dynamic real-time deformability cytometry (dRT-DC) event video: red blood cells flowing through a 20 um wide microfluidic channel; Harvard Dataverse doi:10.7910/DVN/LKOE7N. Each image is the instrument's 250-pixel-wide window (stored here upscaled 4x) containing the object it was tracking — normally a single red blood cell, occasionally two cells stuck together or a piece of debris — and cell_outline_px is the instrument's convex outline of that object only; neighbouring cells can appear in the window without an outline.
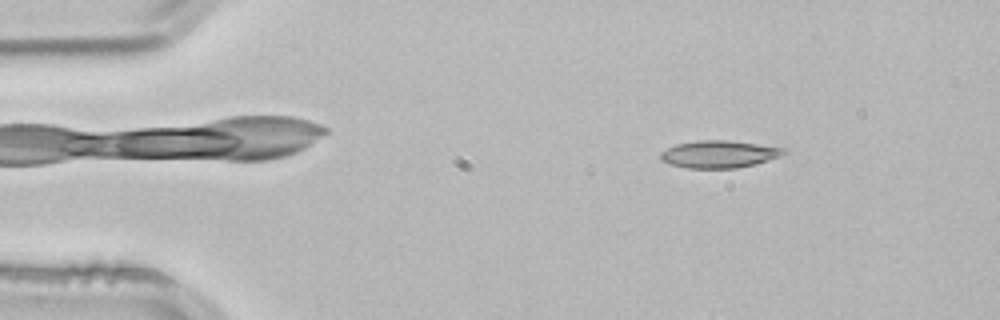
{"species": "common noctule bat (a hibernating species)", "species_latin": "Nyctalus noctula", "temperature_condition": "room temperature", "stored_images_in_passage": 53, "camera_frame_rate_fps": 3000, "um_per_image_px": 0.085, "animal": {"sex": "male", "body_mass_g": 21.5, "forearm_length_mm": 52.0}, "frame": {"image": 1, "passage_image": 7, "time_ms": 2.0, "image_size_px": [1000, 320], "cell_outline_px": [[788, 152], [768, 160], [756, 164], [736, 168], [688, 168], [668, 164], [660, 160], [660, 152], [676, 144], [700, 140], [728, 140], [784, 148]], "centroid_in_image_um": [61.08, 13.11], "position_along_channel_um": 23.9, "area_um2": 19.54}}
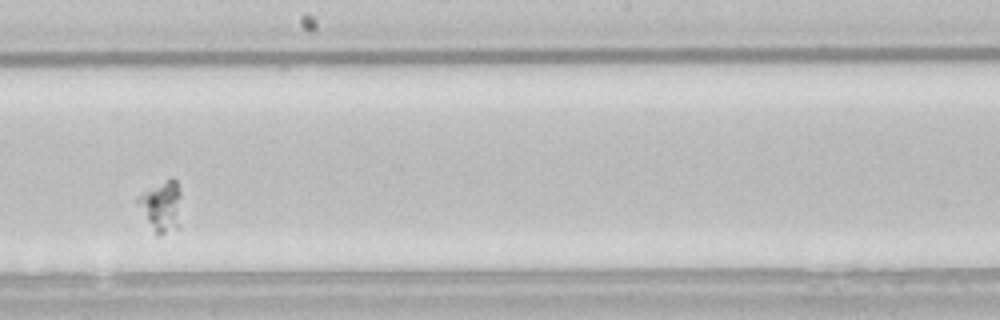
{"frame": {"image": 2, "passage_image": 31, "time_ms": 10.0, "image_size_px": [1000, 320], "cell_outline_px": [[180, 228], [156, 236], [136, 204], [136, 196], [172, 176], [176, 180], [180, 192]], "centroid_in_image_um": [13.72, 17.55], "position_along_channel_um": 234.5, "area_um2": 13.12}}
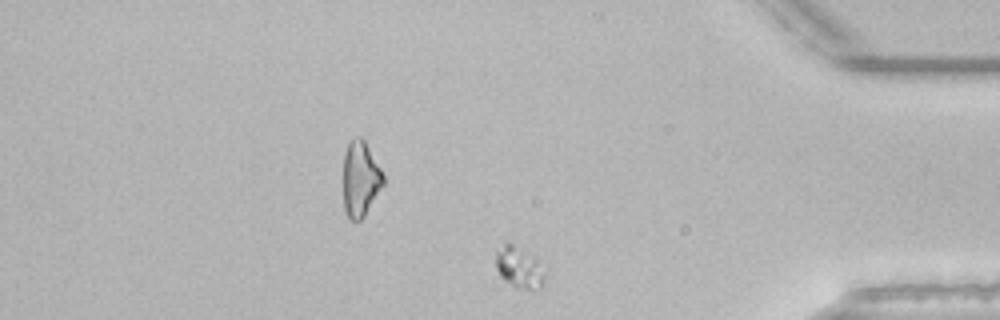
{"frame": {"image": 3, "passage_image": 46, "time_ms": 15.0, "image_size_px": [1000, 320], "cell_outline_px": [[548, 272], [544, 288], [516, 288], [504, 280], [500, 276], [496, 268], [496, 252], [504, 244], [512, 244], [548, 268]], "centroid_in_image_um": [44.21, 22.8], "position_along_channel_um": 391.0, "area_um2": 11.85}}